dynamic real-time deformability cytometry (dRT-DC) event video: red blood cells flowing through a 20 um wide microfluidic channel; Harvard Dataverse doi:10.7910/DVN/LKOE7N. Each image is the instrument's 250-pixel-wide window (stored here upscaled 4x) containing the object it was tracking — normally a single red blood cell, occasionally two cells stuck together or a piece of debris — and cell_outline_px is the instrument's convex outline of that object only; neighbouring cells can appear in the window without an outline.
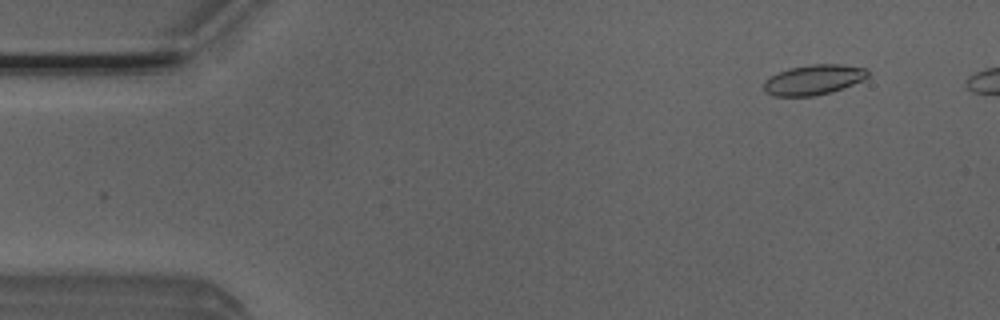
{"species": "Egyptian fruit bat (a non-hibernating species)", "species_latin": "Rousettus aegyptiacus", "temperature_condition": "room temperature", "stored_images_in_passage": 5, "camera_frame_rate_fps": 3000, "um_per_image_px": 0.085, "animal": {"sex": "male"}, "frame": {"image": 1, "passage_image": 2, "time_ms": 0.333, "image_size_px": [1000, 320], "cell_outline_px": [[868, 76], [852, 84], [832, 92], [816, 96], [772, 96], [764, 92], [764, 80], [788, 68], [812, 64], [840, 64], [864, 68], [868, 72]], "centroid_in_image_um": [69.11, 6.79], "position_along_channel_um": 15.9, "area_um2": 18.09}}